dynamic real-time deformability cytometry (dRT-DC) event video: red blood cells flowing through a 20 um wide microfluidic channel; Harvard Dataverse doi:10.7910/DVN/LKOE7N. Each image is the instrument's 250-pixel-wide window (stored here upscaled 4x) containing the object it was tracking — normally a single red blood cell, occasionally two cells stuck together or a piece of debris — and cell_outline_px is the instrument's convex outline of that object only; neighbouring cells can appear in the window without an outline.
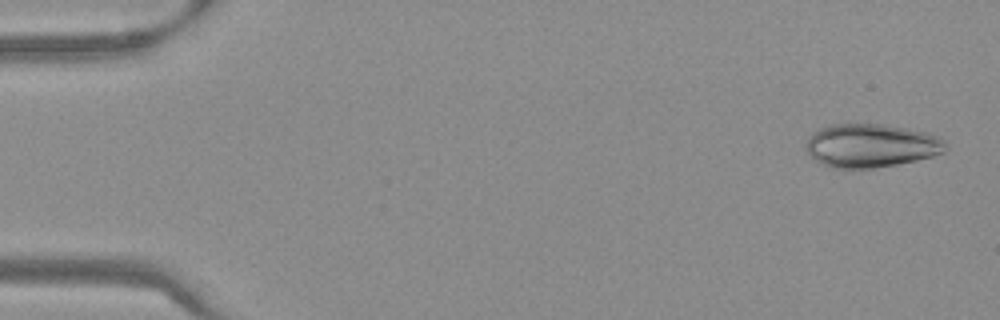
{"species": "Egyptian fruit bat (a non-hibernating species)", "species_latin": "Rousettus aegyptiacus", "temperature_condition": "warm", "stored_images_in_passage": 53, "camera_frame_rate_fps": 3000, "um_per_image_px": 0.085, "frame": {"image": 1, "passage_image": 2, "time_ms": 0.333, "image_size_px": [1000, 320], "cell_outline_px": [[948, 148], [944, 152], [932, 156], [916, 160], [896, 164], [872, 168], [832, 168], [816, 160], [808, 152], [804, 144], [808, 136], [812, 132], [828, 124], [884, 124], [924, 132], [936, 136], [944, 140], [948, 144]], "centroid_in_image_um": [74.01, 12.37], "position_along_channel_um": 11.0, "area_um2": 35.37}}
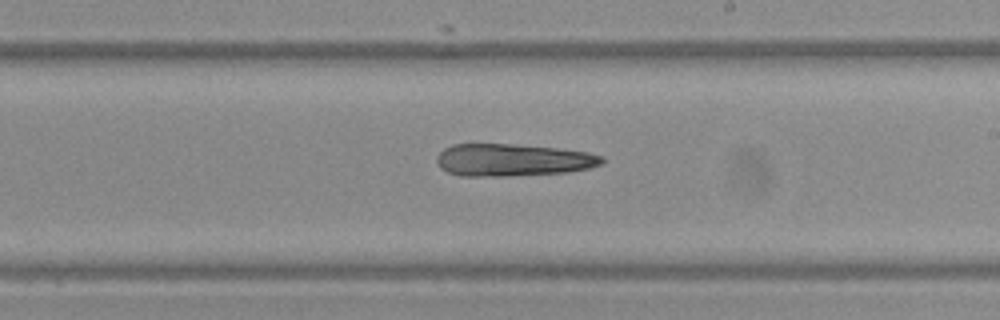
{"frame": {"image": 2, "passage_image": 31, "time_ms": 10.0, "image_size_px": [1000, 320], "cell_outline_px": [[604, 164], [588, 168], [568, 172], [504, 176], [460, 176], [448, 172], [440, 168], [436, 160], [436, 156], [444, 148], [452, 144], [512, 144], [556, 148], [588, 152], [604, 156]], "centroid_in_image_um": [43.58, 13.6], "position_along_channel_um": 245.4, "area_um2": 31.27}}
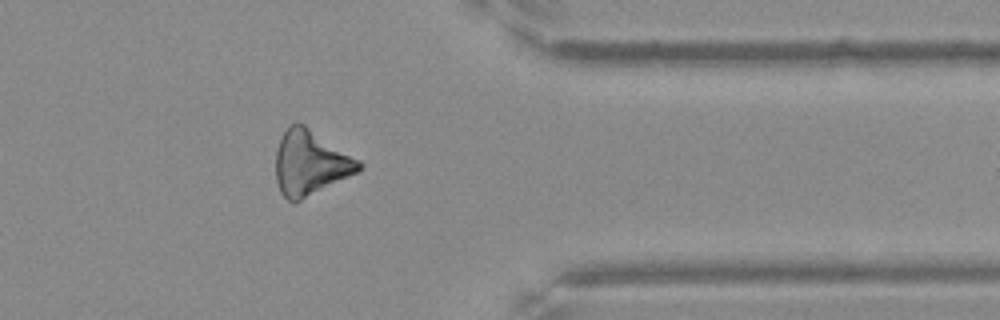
{"frame": {"image": 3, "passage_image": 43, "time_ms": 14.0, "image_size_px": [1000, 320], "cell_outline_px": [[364, 164], [356, 172], [300, 200], [288, 200], [280, 192], [276, 180], [276, 152], [280, 140], [288, 124], [304, 124], [360, 160]], "centroid_in_image_um": [26.36, 13.82], "position_along_channel_um": 385.0, "area_um2": 30.69}}